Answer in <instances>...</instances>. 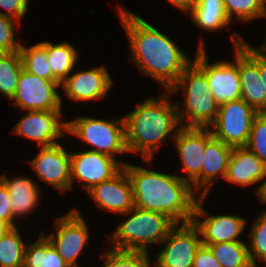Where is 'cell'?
<instances>
[{"mask_svg":"<svg viewBox=\"0 0 266 267\" xmlns=\"http://www.w3.org/2000/svg\"><path fill=\"white\" fill-rule=\"evenodd\" d=\"M0 180L7 187L10 194V204L15 219L27 217L34 211L40 201V190L38 183L29 177L16 176L9 179L6 174L0 175Z\"/></svg>","mask_w":266,"mask_h":267,"instance_id":"22","label":"cell"},{"mask_svg":"<svg viewBox=\"0 0 266 267\" xmlns=\"http://www.w3.org/2000/svg\"><path fill=\"white\" fill-rule=\"evenodd\" d=\"M207 196H198L192 223L199 229L202 244L242 241L247 219L238 215H208L204 209ZM201 218L204 220L202 221Z\"/></svg>","mask_w":266,"mask_h":267,"instance_id":"15","label":"cell"},{"mask_svg":"<svg viewBox=\"0 0 266 267\" xmlns=\"http://www.w3.org/2000/svg\"><path fill=\"white\" fill-rule=\"evenodd\" d=\"M58 80H46L22 69L15 95L14 107L23 111L62 110Z\"/></svg>","mask_w":266,"mask_h":267,"instance_id":"10","label":"cell"},{"mask_svg":"<svg viewBox=\"0 0 266 267\" xmlns=\"http://www.w3.org/2000/svg\"><path fill=\"white\" fill-rule=\"evenodd\" d=\"M25 112L12 133L37 142L39 148L60 143L57 139L66 136L67 120H63L62 110Z\"/></svg>","mask_w":266,"mask_h":267,"instance_id":"14","label":"cell"},{"mask_svg":"<svg viewBox=\"0 0 266 267\" xmlns=\"http://www.w3.org/2000/svg\"><path fill=\"white\" fill-rule=\"evenodd\" d=\"M253 222L247 243L249 257L252 264L260 260L266 265V211H262Z\"/></svg>","mask_w":266,"mask_h":267,"instance_id":"32","label":"cell"},{"mask_svg":"<svg viewBox=\"0 0 266 267\" xmlns=\"http://www.w3.org/2000/svg\"><path fill=\"white\" fill-rule=\"evenodd\" d=\"M183 12L189 13L198 0H168Z\"/></svg>","mask_w":266,"mask_h":267,"instance_id":"38","label":"cell"},{"mask_svg":"<svg viewBox=\"0 0 266 267\" xmlns=\"http://www.w3.org/2000/svg\"><path fill=\"white\" fill-rule=\"evenodd\" d=\"M123 167L131 182L134 207L165 214L177 224L192 222L198 197L189 182L176 174L157 172L132 163Z\"/></svg>","mask_w":266,"mask_h":267,"instance_id":"2","label":"cell"},{"mask_svg":"<svg viewBox=\"0 0 266 267\" xmlns=\"http://www.w3.org/2000/svg\"><path fill=\"white\" fill-rule=\"evenodd\" d=\"M203 245L210 248L222 267H249L252 264L244 240Z\"/></svg>","mask_w":266,"mask_h":267,"instance_id":"26","label":"cell"},{"mask_svg":"<svg viewBox=\"0 0 266 267\" xmlns=\"http://www.w3.org/2000/svg\"><path fill=\"white\" fill-rule=\"evenodd\" d=\"M263 2V4L266 6V0H261Z\"/></svg>","mask_w":266,"mask_h":267,"instance_id":"44","label":"cell"},{"mask_svg":"<svg viewBox=\"0 0 266 267\" xmlns=\"http://www.w3.org/2000/svg\"><path fill=\"white\" fill-rule=\"evenodd\" d=\"M263 180L262 182H260L261 184H259V186L256 188L255 194H257V197L259 198L260 202L266 204V177Z\"/></svg>","mask_w":266,"mask_h":267,"instance_id":"39","label":"cell"},{"mask_svg":"<svg viewBox=\"0 0 266 267\" xmlns=\"http://www.w3.org/2000/svg\"><path fill=\"white\" fill-rule=\"evenodd\" d=\"M28 5V0H0V7L6 10L0 14L21 22L20 20L27 14Z\"/></svg>","mask_w":266,"mask_h":267,"instance_id":"35","label":"cell"},{"mask_svg":"<svg viewBox=\"0 0 266 267\" xmlns=\"http://www.w3.org/2000/svg\"><path fill=\"white\" fill-rule=\"evenodd\" d=\"M265 177L266 165L256 154L247 147L232 149L224 180L247 187L260 183Z\"/></svg>","mask_w":266,"mask_h":267,"instance_id":"20","label":"cell"},{"mask_svg":"<svg viewBox=\"0 0 266 267\" xmlns=\"http://www.w3.org/2000/svg\"><path fill=\"white\" fill-rule=\"evenodd\" d=\"M155 267H192L197 249L201 246V234L192 223L177 224L160 243Z\"/></svg>","mask_w":266,"mask_h":267,"instance_id":"12","label":"cell"},{"mask_svg":"<svg viewBox=\"0 0 266 267\" xmlns=\"http://www.w3.org/2000/svg\"><path fill=\"white\" fill-rule=\"evenodd\" d=\"M223 3L230 22L234 18L246 24L254 19L266 18V6L261 0H223Z\"/></svg>","mask_w":266,"mask_h":267,"instance_id":"30","label":"cell"},{"mask_svg":"<svg viewBox=\"0 0 266 267\" xmlns=\"http://www.w3.org/2000/svg\"><path fill=\"white\" fill-rule=\"evenodd\" d=\"M11 229V227L3 222V221H0V238L9 230Z\"/></svg>","mask_w":266,"mask_h":267,"instance_id":"42","label":"cell"},{"mask_svg":"<svg viewBox=\"0 0 266 267\" xmlns=\"http://www.w3.org/2000/svg\"><path fill=\"white\" fill-rule=\"evenodd\" d=\"M180 90H184L185 95L182 102L176 103L180 126L208 128L218 115L219 105L214 100L206 75L193 62L184 69L169 92L174 96Z\"/></svg>","mask_w":266,"mask_h":267,"instance_id":"4","label":"cell"},{"mask_svg":"<svg viewBox=\"0 0 266 267\" xmlns=\"http://www.w3.org/2000/svg\"><path fill=\"white\" fill-rule=\"evenodd\" d=\"M192 267H222V265L214 257L210 248L201 244L195 253Z\"/></svg>","mask_w":266,"mask_h":267,"instance_id":"37","label":"cell"},{"mask_svg":"<svg viewBox=\"0 0 266 267\" xmlns=\"http://www.w3.org/2000/svg\"><path fill=\"white\" fill-rule=\"evenodd\" d=\"M67 134L83 140L92 147L90 151H96L114 159H117V155L128 153L123 117L106 120L78 116L67 121Z\"/></svg>","mask_w":266,"mask_h":267,"instance_id":"7","label":"cell"},{"mask_svg":"<svg viewBox=\"0 0 266 267\" xmlns=\"http://www.w3.org/2000/svg\"><path fill=\"white\" fill-rule=\"evenodd\" d=\"M117 13L128 37L132 53L129 60L142 74L157 80L169 91L192 62L191 58L179 49L174 39L123 5L117 7Z\"/></svg>","mask_w":266,"mask_h":267,"instance_id":"1","label":"cell"},{"mask_svg":"<svg viewBox=\"0 0 266 267\" xmlns=\"http://www.w3.org/2000/svg\"><path fill=\"white\" fill-rule=\"evenodd\" d=\"M254 49L266 59V39L264 40L261 46H258L257 48Z\"/></svg>","mask_w":266,"mask_h":267,"instance_id":"41","label":"cell"},{"mask_svg":"<svg viewBox=\"0 0 266 267\" xmlns=\"http://www.w3.org/2000/svg\"><path fill=\"white\" fill-rule=\"evenodd\" d=\"M70 159L71 189H73L74 180H77L86 192L95 185L112 178L126 164L124 161L87 149L82 152H70Z\"/></svg>","mask_w":266,"mask_h":267,"instance_id":"13","label":"cell"},{"mask_svg":"<svg viewBox=\"0 0 266 267\" xmlns=\"http://www.w3.org/2000/svg\"><path fill=\"white\" fill-rule=\"evenodd\" d=\"M23 69L21 55L18 52L0 53V95L12 99Z\"/></svg>","mask_w":266,"mask_h":267,"instance_id":"28","label":"cell"},{"mask_svg":"<svg viewBox=\"0 0 266 267\" xmlns=\"http://www.w3.org/2000/svg\"><path fill=\"white\" fill-rule=\"evenodd\" d=\"M176 151L186 177L178 175L189 182L194 191L202 196V167L206 148V128L180 127L173 139Z\"/></svg>","mask_w":266,"mask_h":267,"instance_id":"11","label":"cell"},{"mask_svg":"<svg viewBox=\"0 0 266 267\" xmlns=\"http://www.w3.org/2000/svg\"><path fill=\"white\" fill-rule=\"evenodd\" d=\"M23 267H70L47 238L40 233L36 241L26 244Z\"/></svg>","mask_w":266,"mask_h":267,"instance_id":"25","label":"cell"},{"mask_svg":"<svg viewBox=\"0 0 266 267\" xmlns=\"http://www.w3.org/2000/svg\"><path fill=\"white\" fill-rule=\"evenodd\" d=\"M14 25L20 27V22L0 14V53L18 52L22 43L15 39Z\"/></svg>","mask_w":266,"mask_h":267,"instance_id":"34","label":"cell"},{"mask_svg":"<svg viewBox=\"0 0 266 267\" xmlns=\"http://www.w3.org/2000/svg\"><path fill=\"white\" fill-rule=\"evenodd\" d=\"M189 15L197 27L207 32L225 29L231 23L225 13L223 0H198Z\"/></svg>","mask_w":266,"mask_h":267,"instance_id":"23","label":"cell"},{"mask_svg":"<svg viewBox=\"0 0 266 267\" xmlns=\"http://www.w3.org/2000/svg\"><path fill=\"white\" fill-rule=\"evenodd\" d=\"M18 227L9 229L0 238V267H23L26 244Z\"/></svg>","mask_w":266,"mask_h":267,"instance_id":"29","label":"cell"},{"mask_svg":"<svg viewBox=\"0 0 266 267\" xmlns=\"http://www.w3.org/2000/svg\"><path fill=\"white\" fill-rule=\"evenodd\" d=\"M257 112L243 99L219 105L215 121L208 127L212 136L224 144L246 147Z\"/></svg>","mask_w":266,"mask_h":267,"instance_id":"8","label":"cell"},{"mask_svg":"<svg viewBox=\"0 0 266 267\" xmlns=\"http://www.w3.org/2000/svg\"><path fill=\"white\" fill-rule=\"evenodd\" d=\"M158 97L145 99L137 107L123 116L125 139L128 153L141 154L144 164H151L155 151L166 138L174 139L181 127L177 117L176 103L172 104L169 91Z\"/></svg>","mask_w":266,"mask_h":267,"instance_id":"3","label":"cell"},{"mask_svg":"<svg viewBox=\"0 0 266 267\" xmlns=\"http://www.w3.org/2000/svg\"><path fill=\"white\" fill-rule=\"evenodd\" d=\"M241 99L259 113H266L263 74H259V53L246 42L239 46Z\"/></svg>","mask_w":266,"mask_h":267,"instance_id":"18","label":"cell"},{"mask_svg":"<svg viewBox=\"0 0 266 267\" xmlns=\"http://www.w3.org/2000/svg\"><path fill=\"white\" fill-rule=\"evenodd\" d=\"M87 193L99 208L114 214L123 215L134 207L132 186L124 167Z\"/></svg>","mask_w":266,"mask_h":267,"instance_id":"19","label":"cell"},{"mask_svg":"<svg viewBox=\"0 0 266 267\" xmlns=\"http://www.w3.org/2000/svg\"><path fill=\"white\" fill-rule=\"evenodd\" d=\"M28 162L39 180L61 192L71 190L70 153L61 143L40 147V152Z\"/></svg>","mask_w":266,"mask_h":267,"instance_id":"16","label":"cell"},{"mask_svg":"<svg viewBox=\"0 0 266 267\" xmlns=\"http://www.w3.org/2000/svg\"><path fill=\"white\" fill-rule=\"evenodd\" d=\"M249 267H258V264H251Z\"/></svg>","mask_w":266,"mask_h":267,"instance_id":"43","label":"cell"},{"mask_svg":"<svg viewBox=\"0 0 266 267\" xmlns=\"http://www.w3.org/2000/svg\"><path fill=\"white\" fill-rule=\"evenodd\" d=\"M124 215L127 220L108 237L110 248L125 251L148 252L149 245H159L177 223L169 216L133 207Z\"/></svg>","mask_w":266,"mask_h":267,"instance_id":"5","label":"cell"},{"mask_svg":"<svg viewBox=\"0 0 266 267\" xmlns=\"http://www.w3.org/2000/svg\"><path fill=\"white\" fill-rule=\"evenodd\" d=\"M46 51L52 75L62 83L75 71L79 59L78 51L68 42L53 44L49 41H46Z\"/></svg>","mask_w":266,"mask_h":267,"instance_id":"24","label":"cell"},{"mask_svg":"<svg viewBox=\"0 0 266 267\" xmlns=\"http://www.w3.org/2000/svg\"><path fill=\"white\" fill-rule=\"evenodd\" d=\"M259 74H263L264 92H266V59L259 54Z\"/></svg>","mask_w":266,"mask_h":267,"instance_id":"40","label":"cell"},{"mask_svg":"<svg viewBox=\"0 0 266 267\" xmlns=\"http://www.w3.org/2000/svg\"><path fill=\"white\" fill-rule=\"evenodd\" d=\"M80 213L74 208L55 218V232H41L70 267H81L77 259L90 238L89 227Z\"/></svg>","mask_w":266,"mask_h":267,"instance_id":"9","label":"cell"},{"mask_svg":"<svg viewBox=\"0 0 266 267\" xmlns=\"http://www.w3.org/2000/svg\"><path fill=\"white\" fill-rule=\"evenodd\" d=\"M230 37L234 46L233 62L222 60L210 64L202 36L192 61L206 75L210 90L218 105L241 99L239 46L246 41L238 33H233Z\"/></svg>","mask_w":266,"mask_h":267,"instance_id":"6","label":"cell"},{"mask_svg":"<svg viewBox=\"0 0 266 267\" xmlns=\"http://www.w3.org/2000/svg\"><path fill=\"white\" fill-rule=\"evenodd\" d=\"M232 147L212 136L206 128V148L202 167V196L209 195L217 179H225Z\"/></svg>","mask_w":266,"mask_h":267,"instance_id":"21","label":"cell"},{"mask_svg":"<svg viewBox=\"0 0 266 267\" xmlns=\"http://www.w3.org/2000/svg\"><path fill=\"white\" fill-rule=\"evenodd\" d=\"M19 53L24 70L46 80H57L52 75L48 62L46 41L28 46L27 48L22 44Z\"/></svg>","mask_w":266,"mask_h":267,"instance_id":"27","label":"cell"},{"mask_svg":"<svg viewBox=\"0 0 266 267\" xmlns=\"http://www.w3.org/2000/svg\"><path fill=\"white\" fill-rule=\"evenodd\" d=\"M246 147L266 165V113L256 115Z\"/></svg>","mask_w":266,"mask_h":267,"instance_id":"33","label":"cell"},{"mask_svg":"<svg viewBox=\"0 0 266 267\" xmlns=\"http://www.w3.org/2000/svg\"><path fill=\"white\" fill-rule=\"evenodd\" d=\"M104 260L103 267H155L151 264L148 252L125 251L108 248L100 254Z\"/></svg>","mask_w":266,"mask_h":267,"instance_id":"31","label":"cell"},{"mask_svg":"<svg viewBox=\"0 0 266 267\" xmlns=\"http://www.w3.org/2000/svg\"><path fill=\"white\" fill-rule=\"evenodd\" d=\"M73 73L74 71L61 83L60 88L75 102L101 100L108 95L114 83L106 66H97L86 71L76 70Z\"/></svg>","mask_w":266,"mask_h":267,"instance_id":"17","label":"cell"},{"mask_svg":"<svg viewBox=\"0 0 266 267\" xmlns=\"http://www.w3.org/2000/svg\"><path fill=\"white\" fill-rule=\"evenodd\" d=\"M13 209L10 204V194L7 187L0 180V221L7 223L11 228L17 227Z\"/></svg>","mask_w":266,"mask_h":267,"instance_id":"36","label":"cell"}]
</instances>
